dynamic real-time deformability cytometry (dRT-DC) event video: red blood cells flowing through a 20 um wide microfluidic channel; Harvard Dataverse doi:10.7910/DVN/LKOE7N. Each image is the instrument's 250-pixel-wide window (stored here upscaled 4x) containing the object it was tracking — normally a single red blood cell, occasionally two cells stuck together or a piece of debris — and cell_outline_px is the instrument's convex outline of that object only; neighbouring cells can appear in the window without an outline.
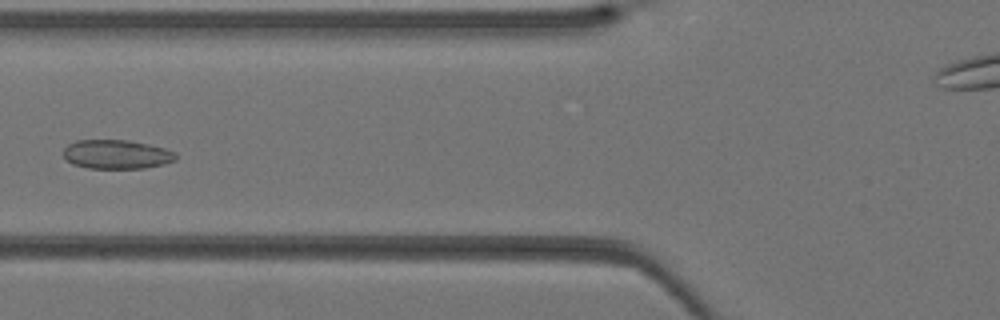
{"species": "Egyptian fruit bat (a non-hibernating species)", "species_latin": "Rousettus aegyptiacus", "temperature_condition": "warm", "stored_images_in_passage": 41, "camera_frame_rate_fps": 3000, "um_per_image_px": 0.085, "animal": {"sex": "female"}, "frame": {"image": 1, "passage_image": 16, "time_ms": 5.0, "image_size_px": [1000, 320], "cell_outline_px": [[176, 160], [164, 164], [144, 168], [88, 168], [72, 164], [64, 156], [64, 148], [68, 144], [76, 140], [128, 140], [148, 144], [164, 148], [176, 152]], "centroid_in_image_um": [9.92, 13.11], "position_along_channel_um": 115.9, "area_um2": 19.02}}
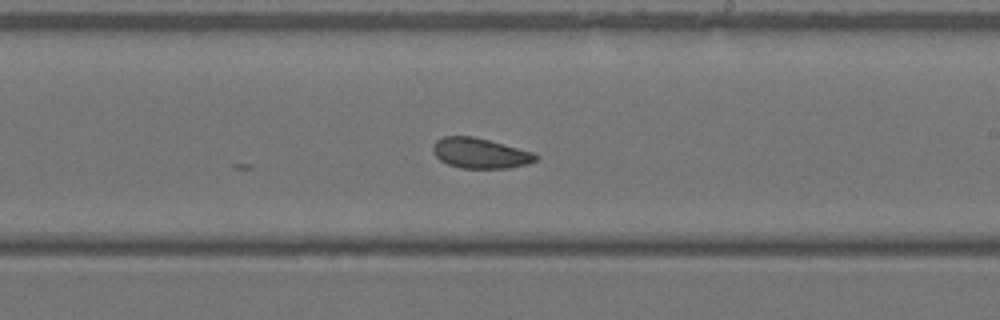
{"frame": {"image": 2, "passage_image": 24, "time_ms": 7.667, "image_size_px": [1000, 320], "cell_outline_px": [[540, 156], [536, 160], [528, 164], [508, 168], [460, 168], [448, 164], [440, 160], [432, 152], [432, 144], [436, 140], [444, 136], [472, 136], [488, 140], [532, 152]], "centroid_in_image_um": [40.78, 13.02], "position_along_channel_um": 248.2, "area_um2": 18.09}}
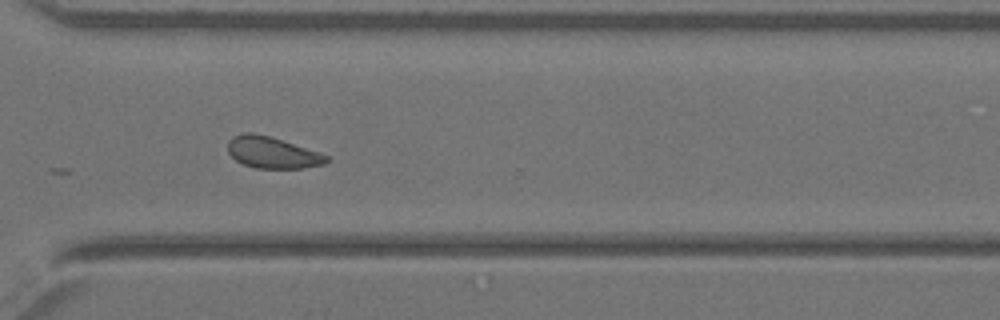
{"frame": {"image": 3, "passage_image": 30, "time_ms": 9.667, "image_size_px": [1000, 320], "cell_outline_px": [[328, 160], [324, 164], [304, 168], [256, 168], [244, 164], [236, 160], [228, 152], [228, 140], [232, 136], [244, 132], [252, 132], [272, 136], [320, 152], [328, 156]], "centroid_in_image_um": [23.14, 12.94], "position_along_channel_um": 347.5, "area_um2": 18.26}}